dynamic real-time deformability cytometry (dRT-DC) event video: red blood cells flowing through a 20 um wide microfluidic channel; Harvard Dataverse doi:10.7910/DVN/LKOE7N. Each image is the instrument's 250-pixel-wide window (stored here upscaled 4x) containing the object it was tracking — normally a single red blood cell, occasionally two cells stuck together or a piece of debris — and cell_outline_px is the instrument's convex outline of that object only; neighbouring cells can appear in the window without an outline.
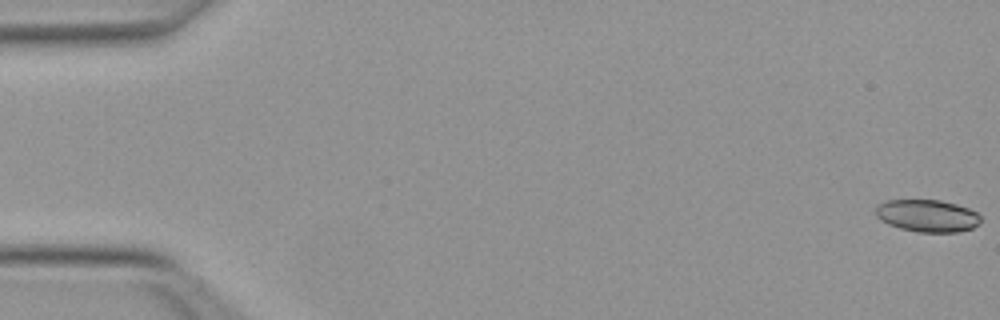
{"species": "Egyptian fruit bat (a non-hibernating species)", "species_latin": "Rousettus aegyptiacus", "temperature_condition": "warm", "stored_images_in_passage": 13, "camera_frame_rate_fps": 3000, "um_per_image_px": 0.085, "animal": {"sex": "female"}, "frame": {"image": 1, "passage_image": 1, "time_ms": 0.0, "image_size_px": [1000, 320], "cell_outline_px": [[980, 220], [972, 228], [960, 232], [916, 232], [900, 228], [888, 224], [880, 220], [876, 216], [876, 204], [884, 200], [940, 200], [956, 204], [968, 208], [976, 212], [980, 216]], "centroid_in_image_um": [78.78, 18.33], "position_along_channel_um": 6.2, "area_um2": 19.83}}